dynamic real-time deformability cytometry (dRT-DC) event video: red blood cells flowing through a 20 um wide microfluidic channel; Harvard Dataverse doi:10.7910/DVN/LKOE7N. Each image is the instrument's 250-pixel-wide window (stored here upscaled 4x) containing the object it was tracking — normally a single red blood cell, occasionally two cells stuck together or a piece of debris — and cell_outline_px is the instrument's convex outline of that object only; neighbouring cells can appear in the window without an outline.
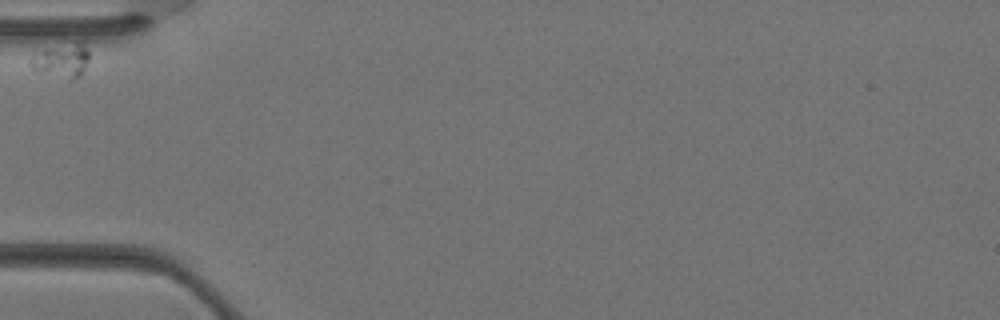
{"species": "Egyptian fruit bat (a non-hibernating species)", "species_latin": "Rousettus aegyptiacus", "temperature_condition": "warm", "stored_images_in_passage": 4, "camera_frame_rate_fps": 3000, "um_per_image_px": 0.085, "animal": {"sex": "female"}, "frame": {"image": 1, "passage_image": 1, "time_ms": 0.0, "image_size_px": [1000, 320], "cell_outline_px": [[88, 60], [84, 68], [72, 80], [36, 72], [28, 64], [28, 60], [32, 52], [64, 36], [84, 36], [88, 52]], "centroid_in_image_um": [5.19, 4.9], "position_along_channel_um": 79.8, "area_um2": 13.7}}